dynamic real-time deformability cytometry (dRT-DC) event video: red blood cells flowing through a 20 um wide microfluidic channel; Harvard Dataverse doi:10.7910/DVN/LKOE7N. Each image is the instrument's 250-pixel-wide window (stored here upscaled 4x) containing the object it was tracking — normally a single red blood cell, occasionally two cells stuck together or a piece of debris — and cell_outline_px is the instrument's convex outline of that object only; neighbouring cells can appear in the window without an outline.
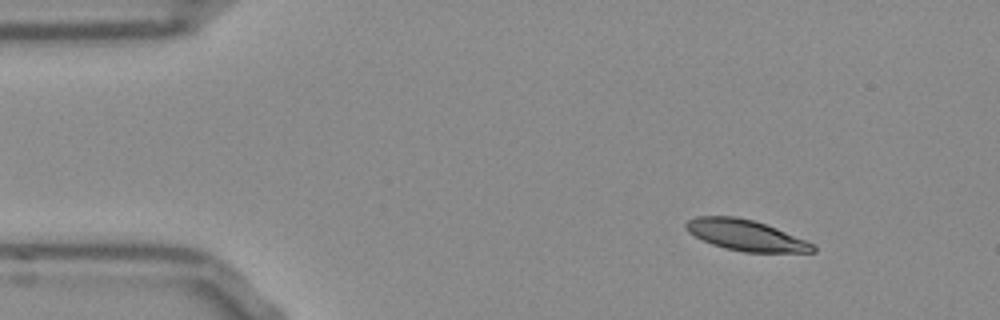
{"species": "Egyptian fruit bat (a non-hibernating species)", "species_latin": "Rousettus aegyptiacus", "temperature_condition": "room temperature", "stored_images_in_passage": 48, "camera_frame_rate_fps": 3000, "um_per_image_px": 0.085, "frame": {"image": 1, "passage_image": 1, "time_ms": 0.0, "image_size_px": [1000, 320], "cell_outline_px": [[816, 252], [744, 252], [724, 248], [712, 244], [688, 232], [684, 228], [684, 224], [688, 220], [696, 216], [736, 216], [752, 220], [776, 228], [804, 240], [812, 244], [816, 248]], "centroid_in_image_um": [63.34, 19.99], "position_along_channel_um": 21.7, "area_um2": 22.54}}
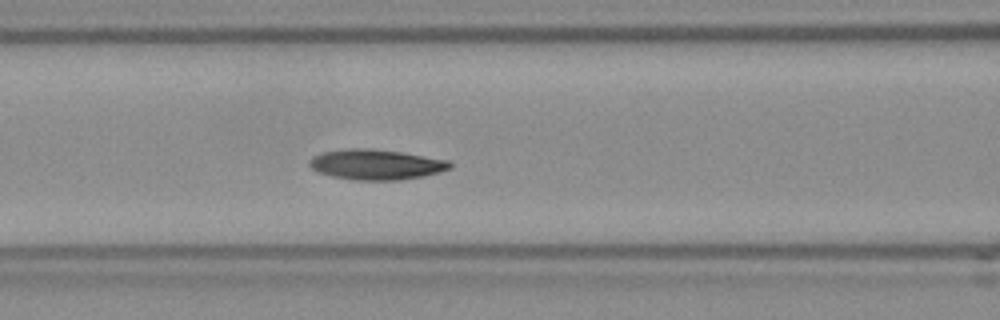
{"frame": {"image": 2, "passage_image": 16, "time_ms": 5.0, "image_size_px": [1000, 320], "cell_outline_px": [[452, 168], [424, 176], [400, 180], [352, 180], [332, 176], [316, 172], [308, 164], [308, 160], [312, 156], [324, 152], [348, 148], [368, 148], [400, 152], [448, 160], [452, 164]], "centroid_in_image_um": [31.93, 13.99], "position_along_channel_um": 134.7, "area_um2": 24.85}}
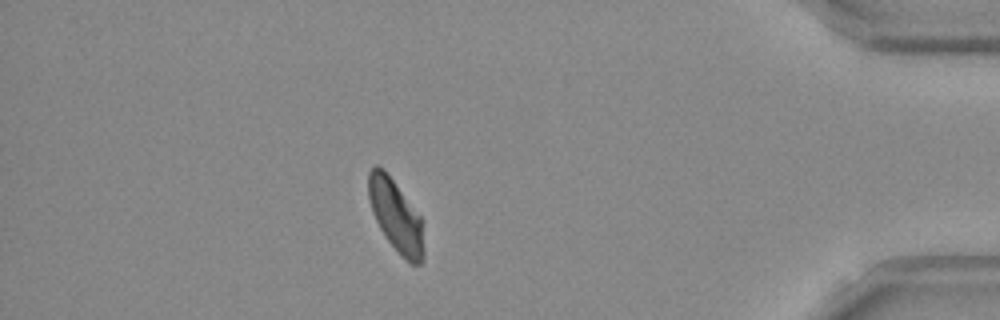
{"frame": {"image": 3, "passage_image": 41, "time_ms": 13.333, "image_size_px": [1000, 320], "cell_outline_px": [[424, 260], [420, 264], [412, 264], [388, 240], [380, 228], [372, 212], [368, 196], [368, 172], [376, 164], [384, 168], [420, 216], [424, 248]], "centroid_in_image_um": [33.63, 18.3], "position_along_channel_um": 401.6, "area_um2": 22.72}, "authors_computed_cell_mechanics": {"area_um2": 24.2182, "velocity_mm_per_s": 3.7689, "shape_relaxation_time_tau1_ms": 5.0671, "shape_relaxation_time_tau2_ms": 5.3732, "deformation_change_tau1": 0.1368, "deformation_change_tau2": 0.0919}}